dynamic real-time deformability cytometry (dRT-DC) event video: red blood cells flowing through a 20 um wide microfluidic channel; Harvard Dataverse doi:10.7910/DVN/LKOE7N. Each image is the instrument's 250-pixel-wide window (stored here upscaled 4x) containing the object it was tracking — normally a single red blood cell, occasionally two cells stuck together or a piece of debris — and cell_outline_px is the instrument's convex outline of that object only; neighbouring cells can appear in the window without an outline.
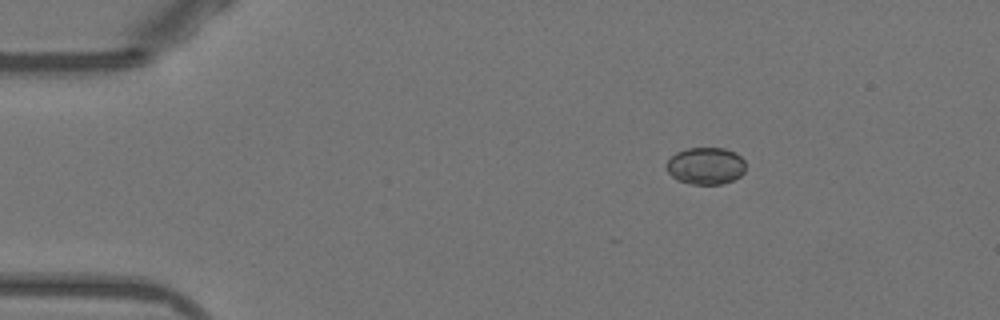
{"species": "Egyptian fruit bat (a non-hibernating species)", "species_latin": "Rousettus aegyptiacus", "temperature_condition": "warm", "stored_images_in_passage": 16, "camera_frame_rate_fps": 3000, "um_per_image_px": 0.085, "animal": {"sex": "female"}, "frame": {"image": 1, "passage_image": 1, "time_ms": 0.0, "image_size_px": [1000, 320], "cell_outline_px": [[744, 172], [740, 176], [724, 184], [688, 184], [676, 180], [668, 172], [668, 160], [676, 152], [688, 148], [724, 148], [736, 152], [744, 160]], "centroid_in_image_um": [59.99, 14.1], "position_along_channel_um": 25.0, "area_um2": 17.11}}
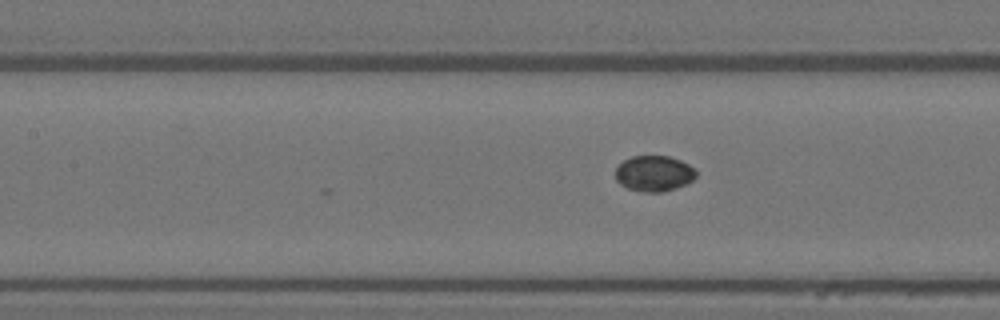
{"frame": {"image": 2, "passage_image": 16, "time_ms": 5.0, "image_size_px": [1000, 320], "cell_outline_px": [[696, 176], [688, 184], [664, 192], [644, 192], [628, 188], [620, 184], [616, 180], [616, 168], [624, 160], [632, 156], [668, 156], [680, 160], [696, 168]], "centroid_in_image_um": [55.62, 14.75], "position_along_channel_um": 151.8, "area_um2": 16.88}}